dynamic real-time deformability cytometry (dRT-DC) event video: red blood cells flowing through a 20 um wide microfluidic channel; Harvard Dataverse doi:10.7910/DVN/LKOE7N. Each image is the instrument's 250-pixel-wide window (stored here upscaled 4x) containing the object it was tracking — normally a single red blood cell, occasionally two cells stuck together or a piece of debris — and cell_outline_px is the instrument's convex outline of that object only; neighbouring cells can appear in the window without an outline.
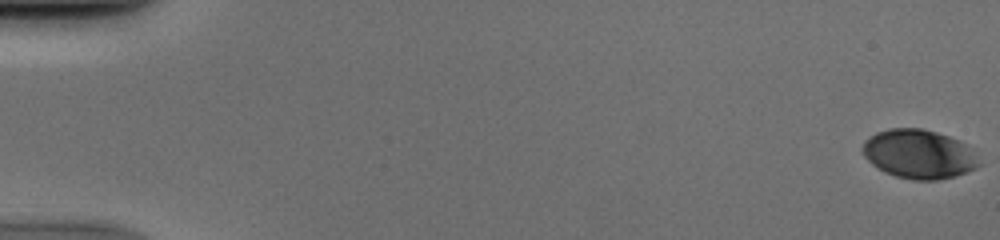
{"species": "human", "species_latin": "Homo sapiens", "temperature_condition": "cold", "stored_images_in_passage": 54, "camera_frame_rate_fps": 3000, "um_per_image_px": 0.085, "donor": {"sex": "male"}, "frame": {"image": 1, "passage_image": 1, "time_ms": 0.0, "image_size_px": [1000, 240], "cell_outline_px": [[980, 164], [976, 168], [956, 176], [936, 180], [912, 180], [896, 176], [884, 172], [872, 164], [860, 152], [860, 148], [864, 140], [876, 132], [888, 128], [924, 128], [948, 136], [964, 144], [972, 152]], "centroid_in_image_um": [78.03, 13.1], "position_along_channel_um": 7.0, "area_um2": 33.23}}
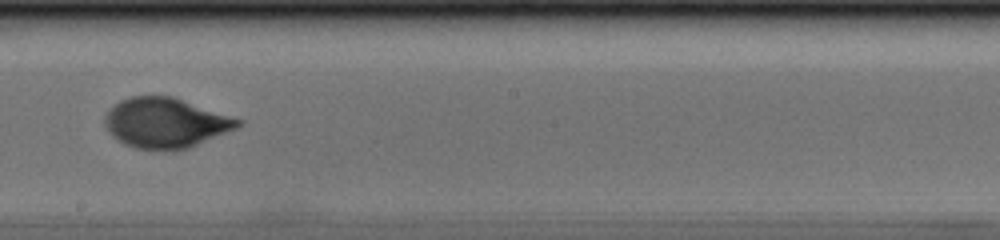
{"frame": {"image": 2, "passage_image": 32, "time_ms": 10.333, "image_size_px": [1000, 240], "cell_outline_px": [[244, 124], [236, 128], [188, 148], [176, 152], [164, 152], [136, 148], [124, 144], [112, 136], [108, 132], [104, 124], [104, 116], [120, 100], [132, 96], [172, 96], [244, 120]], "centroid_in_image_um": [14.08, 10.47], "position_along_channel_um": 234.1, "area_um2": 39.13}}
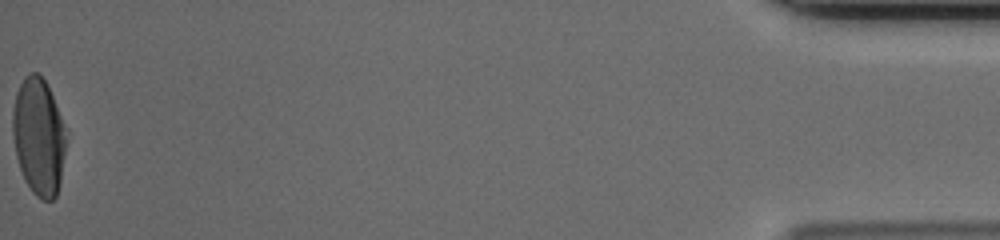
{"frame": {"image": 3, "passage_image": 54, "time_ms": 17.667, "image_size_px": [1000, 240], "cell_outline_px": [[68, 128], [60, 180], [56, 196], [52, 200], [40, 200], [32, 192], [24, 180], [16, 156], [12, 132], [12, 108], [16, 92], [24, 76], [28, 72], [36, 72], [44, 80]], "centroid_in_image_um": [3.28, 11.6], "position_along_channel_um": 431.9, "area_um2": 36.88}}